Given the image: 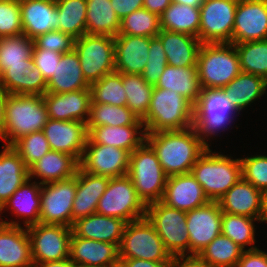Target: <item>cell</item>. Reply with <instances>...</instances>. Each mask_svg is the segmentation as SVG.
Masks as SVG:
<instances>
[{
    "label": "cell",
    "mask_w": 267,
    "mask_h": 267,
    "mask_svg": "<svg viewBox=\"0 0 267 267\" xmlns=\"http://www.w3.org/2000/svg\"><path fill=\"white\" fill-rule=\"evenodd\" d=\"M264 39H267V3L264 0H239L232 44Z\"/></svg>",
    "instance_id": "cell-17"
},
{
    "label": "cell",
    "mask_w": 267,
    "mask_h": 267,
    "mask_svg": "<svg viewBox=\"0 0 267 267\" xmlns=\"http://www.w3.org/2000/svg\"><path fill=\"white\" fill-rule=\"evenodd\" d=\"M43 132L51 150L67 153L80 162L88 139L86 123L49 118Z\"/></svg>",
    "instance_id": "cell-19"
},
{
    "label": "cell",
    "mask_w": 267,
    "mask_h": 267,
    "mask_svg": "<svg viewBox=\"0 0 267 267\" xmlns=\"http://www.w3.org/2000/svg\"><path fill=\"white\" fill-rule=\"evenodd\" d=\"M23 34L30 39L58 30L55 0H19Z\"/></svg>",
    "instance_id": "cell-24"
},
{
    "label": "cell",
    "mask_w": 267,
    "mask_h": 267,
    "mask_svg": "<svg viewBox=\"0 0 267 267\" xmlns=\"http://www.w3.org/2000/svg\"><path fill=\"white\" fill-rule=\"evenodd\" d=\"M87 130L88 139L86 143H97L113 146L127 150L130 153H132L136 148L140 147L146 141V130L144 125H104L87 127Z\"/></svg>",
    "instance_id": "cell-28"
},
{
    "label": "cell",
    "mask_w": 267,
    "mask_h": 267,
    "mask_svg": "<svg viewBox=\"0 0 267 267\" xmlns=\"http://www.w3.org/2000/svg\"><path fill=\"white\" fill-rule=\"evenodd\" d=\"M79 267H96V266H79Z\"/></svg>",
    "instance_id": "cell-63"
},
{
    "label": "cell",
    "mask_w": 267,
    "mask_h": 267,
    "mask_svg": "<svg viewBox=\"0 0 267 267\" xmlns=\"http://www.w3.org/2000/svg\"><path fill=\"white\" fill-rule=\"evenodd\" d=\"M34 267H78L70 258L61 261L45 262L34 265Z\"/></svg>",
    "instance_id": "cell-60"
},
{
    "label": "cell",
    "mask_w": 267,
    "mask_h": 267,
    "mask_svg": "<svg viewBox=\"0 0 267 267\" xmlns=\"http://www.w3.org/2000/svg\"><path fill=\"white\" fill-rule=\"evenodd\" d=\"M142 121L146 133L188 129L194 123V105L175 91L154 86L150 108Z\"/></svg>",
    "instance_id": "cell-2"
},
{
    "label": "cell",
    "mask_w": 267,
    "mask_h": 267,
    "mask_svg": "<svg viewBox=\"0 0 267 267\" xmlns=\"http://www.w3.org/2000/svg\"><path fill=\"white\" fill-rule=\"evenodd\" d=\"M1 87L9 94L44 95L47 81L33 65H17L1 74Z\"/></svg>",
    "instance_id": "cell-32"
},
{
    "label": "cell",
    "mask_w": 267,
    "mask_h": 267,
    "mask_svg": "<svg viewBox=\"0 0 267 267\" xmlns=\"http://www.w3.org/2000/svg\"><path fill=\"white\" fill-rule=\"evenodd\" d=\"M130 152L117 147L86 143L79 167L93 175L109 178L128 175Z\"/></svg>",
    "instance_id": "cell-15"
},
{
    "label": "cell",
    "mask_w": 267,
    "mask_h": 267,
    "mask_svg": "<svg viewBox=\"0 0 267 267\" xmlns=\"http://www.w3.org/2000/svg\"><path fill=\"white\" fill-rule=\"evenodd\" d=\"M27 179L0 208V214L3 210L11 208L17 218L24 220L25 228L40 223V194L42 184L31 182ZM5 208V209H4Z\"/></svg>",
    "instance_id": "cell-33"
},
{
    "label": "cell",
    "mask_w": 267,
    "mask_h": 267,
    "mask_svg": "<svg viewBox=\"0 0 267 267\" xmlns=\"http://www.w3.org/2000/svg\"><path fill=\"white\" fill-rule=\"evenodd\" d=\"M146 142L155 151L167 176L190 173L199 156L208 148L194 126L184 130L146 133Z\"/></svg>",
    "instance_id": "cell-1"
},
{
    "label": "cell",
    "mask_w": 267,
    "mask_h": 267,
    "mask_svg": "<svg viewBox=\"0 0 267 267\" xmlns=\"http://www.w3.org/2000/svg\"><path fill=\"white\" fill-rule=\"evenodd\" d=\"M221 211L260 219L262 222V191L241 178L219 200Z\"/></svg>",
    "instance_id": "cell-25"
},
{
    "label": "cell",
    "mask_w": 267,
    "mask_h": 267,
    "mask_svg": "<svg viewBox=\"0 0 267 267\" xmlns=\"http://www.w3.org/2000/svg\"><path fill=\"white\" fill-rule=\"evenodd\" d=\"M33 40L34 45L39 49L63 54L71 52L74 49L75 38L59 30H53L39 35Z\"/></svg>",
    "instance_id": "cell-52"
},
{
    "label": "cell",
    "mask_w": 267,
    "mask_h": 267,
    "mask_svg": "<svg viewBox=\"0 0 267 267\" xmlns=\"http://www.w3.org/2000/svg\"><path fill=\"white\" fill-rule=\"evenodd\" d=\"M9 93L6 92L1 86H0V139L1 141H4V124H5V104L8 99Z\"/></svg>",
    "instance_id": "cell-59"
},
{
    "label": "cell",
    "mask_w": 267,
    "mask_h": 267,
    "mask_svg": "<svg viewBox=\"0 0 267 267\" xmlns=\"http://www.w3.org/2000/svg\"><path fill=\"white\" fill-rule=\"evenodd\" d=\"M86 33L115 37L120 30L117 17L110 0H86Z\"/></svg>",
    "instance_id": "cell-37"
},
{
    "label": "cell",
    "mask_w": 267,
    "mask_h": 267,
    "mask_svg": "<svg viewBox=\"0 0 267 267\" xmlns=\"http://www.w3.org/2000/svg\"><path fill=\"white\" fill-rule=\"evenodd\" d=\"M222 90L239 114L266 93L267 81L260 76L240 72Z\"/></svg>",
    "instance_id": "cell-36"
},
{
    "label": "cell",
    "mask_w": 267,
    "mask_h": 267,
    "mask_svg": "<svg viewBox=\"0 0 267 267\" xmlns=\"http://www.w3.org/2000/svg\"><path fill=\"white\" fill-rule=\"evenodd\" d=\"M48 117L53 120L81 121L87 123L90 115L91 90L81 89L67 93L43 95Z\"/></svg>",
    "instance_id": "cell-20"
},
{
    "label": "cell",
    "mask_w": 267,
    "mask_h": 267,
    "mask_svg": "<svg viewBox=\"0 0 267 267\" xmlns=\"http://www.w3.org/2000/svg\"><path fill=\"white\" fill-rule=\"evenodd\" d=\"M242 178L253 184L258 190L267 189V156L255 155L240 158Z\"/></svg>",
    "instance_id": "cell-51"
},
{
    "label": "cell",
    "mask_w": 267,
    "mask_h": 267,
    "mask_svg": "<svg viewBox=\"0 0 267 267\" xmlns=\"http://www.w3.org/2000/svg\"><path fill=\"white\" fill-rule=\"evenodd\" d=\"M231 158L219 152H213L208 147L191 169V174L202 186L210 201H218L242 178L240 158Z\"/></svg>",
    "instance_id": "cell-3"
},
{
    "label": "cell",
    "mask_w": 267,
    "mask_h": 267,
    "mask_svg": "<svg viewBox=\"0 0 267 267\" xmlns=\"http://www.w3.org/2000/svg\"><path fill=\"white\" fill-rule=\"evenodd\" d=\"M126 224L123 219L94 213L74 221L71 229L74 236L108 242L119 247Z\"/></svg>",
    "instance_id": "cell-26"
},
{
    "label": "cell",
    "mask_w": 267,
    "mask_h": 267,
    "mask_svg": "<svg viewBox=\"0 0 267 267\" xmlns=\"http://www.w3.org/2000/svg\"><path fill=\"white\" fill-rule=\"evenodd\" d=\"M77 189L75 176L42 184L40 194V223L72 227V208Z\"/></svg>",
    "instance_id": "cell-12"
},
{
    "label": "cell",
    "mask_w": 267,
    "mask_h": 267,
    "mask_svg": "<svg viewBox=\"0 0 267 267\" xmlns=\"http://www.w3.org/2000/svg\"><path fill=\"white\" fill-rule=\"evenodd\" d=\"M205 0H171L176 4H184L192 7H200Z\"/></svg>",
    "instance_id": "cell-61"
},
{
    "label": "cell",
    "mask_w": 267,
    "mask_h": 267,
    "mask_svg": "<svg viewBox=\"0 0 267 267\" xmlns=\"http://www.w3.org/2000/svg\"><path fill=\"white\" fill-rule=\"evenodd\" d=\"M148 61L142 72V78L153 86L158 83L161 74L168 65L166 53L163 44L158 37L150 38Z\"/></svg>",
    "instance_id": "cell-49"
},
{
    "label": "cell",
    "mask_w": 267,
    "mask_h": 267,
    "mask_svg": "<svg viewBox=\"0 0 267 267\" xmlns=\"http://www.w3.org/2000/svg\"><path fill=\"white\" fill-rule=\"evenodd\" d=\"M61 58L60 53L39 49L34 45L32 59L33 66L41 71L46 81H48L55 72L56 65Z\"/></svg>",
    "instance_id": "cell-53"
},
{
    "label": "cell",
    "mask_w": 267,
    "mask_h": 267,
    "mask_svg": "<svg viewBox=\"0 0 267 267\" xmlns=\"http://www.w3.org/2000/svg\"><path fill=\"white\" fill-rule=\"evenodd\" d=\"M157 37L161 40L168 65L174 67L197 66L202 42L192 35L161 29Z\"/></svg>",
    "instance_id": "cell-29"
},
{
    "label": "cell",
    "mask_w": 267,
    "mask_h": 267,
    "mask_svg": "<svg viewBox=\"0 0 267 267\" xmlns=\"http://www.w3.org/2000/svg\"><path fill=\"white\" fill-rule=\"evenodd\" d=\"M87 127L144 125L127 106L91 103Z\"/></svg>",
    "instance_id": "cell-41"
},
{
    "label": "cell",
    "mask_w": 267,
    "mask_h": 267,
    "mask_svg": "<svg viewBox=\"0 0 267 267\" xmlns=\"http://www.w3.org/2000/svg\"><path fill=\"white\" fill-rule=\"evenodd\" d=\"M155 87L175 91L193 105L197 103L202 90L197 66L174 67L167 65Z\"/></svg>",
    "instance_id": "cell-35"
},
{
    "label": "cell",
    "mask_w": 267,
    "mask_h": 267,
    "mask_svg": "<svg viewBox=\"0 0 267 267\" xmlns=\"http://www.w3.org/2000/svg\"><path fill=\"white\" fill-rule=\"evenodd\" d=\"M164 204L181 211H191L210 202L202 186L190 173L167 177L163 198Z\"/></svg>",
    "instance_id": "cell-21"
},
{
    "label": "cell",
    "mask_w": 267,
    "mask_h": 267,
    "mask_svg": "<svg viewBox=\"0 0 267 267\" xmlns=\"http://www.w3.org/2000/svg\"><path fill=\"white\" fill-rule=\"evenodd\" d=\"M79 162L71 155L50 150L29 168V179L40 178V184H48L75 176Z\"/></svg>",
    "instance_id": "cell-31"
},
{
    "label": "cell",
    "mask_w": 267,
    "mask_h": 267,
    "mask_svg": "<svg viewBox=\"0 0 267 267\" xmlns=\"http://www.w3.org/2000/svg\"><path fill=\"white\" fill-rule=\"evenodd\" d=\"M119 259L171 262L172 256L154 226L145 217L128 222L119 245Z\"/></svg>",
    "instance_id": "cell-7"
},
{
    "label": "cell",
    "mask_w": 267,
    "mask_h": 267,
    "mask_svg": "<svg viewBox=\"0 0 267 267\" xmlns=\"http://www.w3.org/2000/svg\"><path fill=\"white\" fill-rule=\"evenodd\" d=\"M34 265L69 259L71 227L35 224L27 227Z\"/></svg>",
    "instance_id": "cell-13"
},
{
    "label": "cell",
    "mask_w": 267,
    "mask_h": 267,
    "mask_svg": "<svg viewBox=\"0 0 267 267\" xmlns=\"http://www.w3.org/2000/svg\"><path fill=\"white\" fill-rule=\"evenodd\" d=\"M237 112L222 89H202L194 105L193 123L200 140L209 147L207 140L227 129L225 125L228 127Z\"/></svg>",
    "instance_id": "cell-8"
},
{
    "label": "cell",
    "mask_w": 267,
    "mask_h": 267,
    "mask_svg": "<svg viewBox=\"0 0 267 267\" xmlns=\"http://www.w3.org/2000/svg\"><path fill=\"white\" fill-rule=\"evenodd\" d=\"M169 267H211L198 255L173 256Z\"/></svg>",
    "instance_id": "cell-56"
},
{
    "label": "cell",
    "mask_w": 267,
    "mask_h": 267,
    "mask_svg": "<svg viewBox=\"0 0 267 267\" xmlns=\"http://www.w3.org/2000/svg\"><path fill=\"white\" fill-rule=\"evenodd\" d=\"M69 258L79 266H120L116 244L71 235Z\"/></svg>",
    "instance_id": "cell-22"
},
{
    "label": "cell",
    "mask_w": 267,
    "mask_h": 267,
    "mask_svg": "<svg viewBox=\"0 0 267 267\" xmlns=\"http://www.w3.org/2000/svg\"><path fill=\"white\" fill-rule=\"evenodd\" d=\"M146 205L138 197L128 175L109 179L106 191L99 199L96 213L117 217L127 223L146 217Z\"/></svg>",
    "instance_id": "cell-10"
},
{
    "label": "cell",
    "mask_w": 267,
    "mask_h": 267,
    "mask_svg": "<svg viewBox=\"0 0 267 267\" xmlns=\"http://www.w3.org/2000/svg\"><path fill=\"white\" fill-rule=\"evenodd\" d=\"M146 218L154 226L170 255H189V237L186 212L164 204L153 202L146 207Z\"/></svg>",
    "instance_id": "cell-9"
},
{
    "label": "cell",
    "mask_w": 267,
    "mask_h": 267,
    "mask_svg": "<svg viewBox=\"0 0 267 267\" xmlns=\"http://www.w3.org/2000/svg\"><path fill=\"white\" fill-rule=\"evenodd\" d=\"M4 116L6 146H11L24 135L43 131L49 120L43 95L9 94Z\"/></svg>",
    "instance_id": "cell-4"
},
{
    "label": "cell",
    "mask_w": 267,
    "mask_h": 267,
    "mask_svg": "<svg viewBox=\"0 0 267 267\" xmlns=\"http://www.w3.org/2000/svg\"><path fill=\"white\" fill-rule=\"evenodd\" d=\"M109 177L89 174L80 167L77 169V189L72 208L74 221L96 213L99 199L106 191Z\"/></svg>",
    "instance_id": "cell-27"
},
{
    "label": "cell",
    "mask_w": 267,
    "mask_h": 267,
    "mask_svg": "<svg viewBox=\"0 0 267 267\" xmlns=\"http://www.w3.org/2000/svg\"><path fill=\"white\" fill-rule=\"evenodd\" d=\"M0 219V267H34L27 228Z\"/></svg>",
    "instance_id": "cell-18"
},
{
    "label": "cell",
    "mask_w": 267,
    "mask_h": 267,
    "mask_svg": "<svg viewBox=\"0 0 267 267\" xmlns=\"http://www.w3.org/2000/svg\"><path fill=\"white\" fill-rule=\"evenodd\" d=\"M150 37L118 34L114 37L115 71L141 75L148 61Z\"/></svg>",
    "instance_id": "cell-23"
},
{
    "label": "cell",
    "mask_w": 267,
    "mask_h": 267,
    "mask_svg": "<svg viewBox=\"0 0 267 267\" xmlns=\"http://www.w3.org/2000/svg\"><path fill=\"white\" fill-rule=\"evenodd\" d=\"M81 89H90V85L84 78L78 53L73 49L61 54L53 76L47 81L46 92L67 93Z\"/></svg>",
    "instance_id": "cell-30"
},
{
    "label": "cell",
    "mask_w": 267,
    "mask_h": 267,
    "mask_svg": "<svg viewBox=\"0 0 267 267\" xmlns=\"http://www.w3.org/2000/svg\"><path fill=\"white\" fill-rule=\"evenodd\" d=\"M23 34L19 0L0 1V37Z\"/></svg>",
    "instance_id": "cell-50"
},
{
    "label": "cell",
    "mask_w": 267,
    "mask_h": 267,
    "mask_svg": "<svg viewBox=\"0 0 267 267\" xmlns=\"http://www.w3.org/2000/svg\"><path fill=\"white\" fill-rule=\"evenodd\" d=\"M241 72L239 56L232 43H202L197 73L202 89H222Z\"/></svg>",
    "instance_id": "cell-5"
},
{
    "label": "cell",
    "mask_w": 267,
    "mask_h": 267,
    "mask_svg": "<svg viewBox=\"0 0 267 267\" xmlns=\"http://www.w3.org/2000/svg\"><path fill=\"white\" fill-rule=\"evenodd\" d=\"M58 30L79 38L86 33V0H55Z\"/></svg>",
    "instance_id": "cell-40"
},
{
    "label": "cell",
    "mask_w": 267,
    "mask_h": 267,
    "mask_svg": "<svg viewBox=\"0 0 267 267\" xmlns=\"http://www.w3.org/2000/svg\"><path fill=\"white\" fill-rule=\"evenodd\" d=\"M222 211L218 201L186 212L189 255H198L221 234Z\"/></svg>",
    "instance_id": "cell-16"
},
{
    "label": "cell",
    "mask_w": 267,
    "mask_h": 267,
    "mask_svg": "<svg viewBox=\"0 0 267 267\" xmlns=\"http://www.w3.org/2000/svg\"><path fill=\"white\" fill-rule=\"evenodd\" d=\"M200 8L184 4H171L160 16L163 30L192 35L199 39Z\"/></svg>",
    "instance_id": "cell-38"
},
{
    "label": "cell",
    "mask_w": 267,
    "mask_h": 267,
    "mask_svg": "<svg viewBox=\"0 0 267 267\" xmlns=\"http://www.w3.org/2000/svg\"><path fill=\"white\" fill-rule=\"evenodd\" d=\"M11 146L19 154L28 169L51 150L43 131L24 135Z\"/></svg>",
    "instance_id": "cell-48"
},
{
    "label": "cell",
    "mask_w": 267,
    "mask_h": 267,
    "mask_svg": "<svg viewBox=\"0 0 267 267\" xmlns=\"http://www.w3.org/2000/svg\"><path fill=\"white\" fill-rule=\"evenodd\" d=\"M128 176L146 206L162 200L168 176L146 141L130 153Z\"/></svg>",
    "instance_id": "cell-6"
},
{
    "label": "cell",
    "mask_w": 267,
    "mask_h": 267,
    "mask_svg": "<svg viewBox=\"0 0 267 267\" xmlns=\"http://www.w3.org/2000/svg\"><path fill=\"white\" fill-rule=\"evenodd\" d=\"M112 8L121 20L128 14L143 8V0H110Z\"/></svg>",
    "instance_id": "cell-55"
},
{
    "label": "cell",
    "mask_w": 267,
    "mask_h": 267,
    "mask_svg": "<svg viewBox=\"0 0 267 267\" xmlns=\"http://www.w3.org/2000/svg\"><path fill=\"white\" fill-rule=\"evenodd\" d=\"M254 219L251 217L240 216L237 214L222 213L221 234L229 237L243 250L257 249L255 246V225ZM250 245L249 249H246ZM246 246V247H245ZM245 248V249H244Z\"/></svg>",
    "instance_id": "cell-44"
},
{
    "label": "cell",
    "mask_w": 267,
    "mask_h": 267,
    "mask_svg": "<svg viewBox=\"0 0 267 267\" xmlns=\"http://www.w3.org/2000/svg\"><path fill=\"white\" fill-rule=\"evenodd\" d=\"M0 152V208L29 179V169L19 154L3 144Z\"/></svg>",
    "instance_id": "cell-34"
},
{
    "label": "cell",
    "mask_w": 267,
    "mask_h": 267,
    "mask_svg": "<svg viewBox=\"0 0 267 267\" xmlns=\"http://www.w3.org/2000/svg\"><path fill=\"white\" fill-rule=\"evenodd\" d=\"M235 267H267V253L259 248L244 250Z\"/></svg>",
    "instance_id": "cell-54"
},
{
    "label": "cell",
    "mask_w": 267,
    "mask_h": 267,
    "mask_svg": "<svg viewBox=\"0 0 267 267\" xmlns=\"http://www.w3.org/2000/svg\"><path fill=\"white\" fill-rule=\"evenodd\" d=\"M91 103L126 106L127 97L122 84V73L117 71L103 76L90 85Z\"/></svg>",
    "instance_id": "cell-46"
},
{
    "label": "cell",
    "mask_w": 267,
    "mask_h": 267,
    "mask_svg": "<svg viewBox=\"0 0 267 267\" xmlns=\"http://www.w3.org/2000/svg\"><path fill=\"white\" fill-rule=\"evenodd\" d=\"M120 267H169L171 262H153L142 259H119Z\"/></svg>",
    "instance_id": "cell-57"
},
{
    "label": "cell",
    "mask_w": 267,
    "mask_h": 267,
    "mask_svg": "<svg viewBox=\"0 0 267 267\" xmlns=\"http://www.w3.org/2000/svg\"><path fill=\"white\" fill-rule=\"evenodd\" d=\"M234 45L241 72L260 76L267 81V39Z\"/></svg>",
    "instance_id": "cell-45"
},
{
    "label": "cell",
    "mask_w": 267,
    "mask_h": 267,
    "mask_svg": "<svg viewBox=\"0 0 267 267\" xmlns=\"http://www.w3.org/2000/svg\"><path fill=\"white\" fill-rule=\"evenodd\" d=\"M243 251L229 237L220 234L198 256L211 267H235Z\"/></svg>",
    "instance_id": "cell-42"
},
{
    "label": "cell",
    "mask_w": 267,
    "mask_h": 267,
    "mask_svg": "<svg viewBox=\"0 0 267 267\" xmlns=\"http://www.w3.org/2000/svg\"><path fill=\"white\" fill-rule=\"evenodd\" d=\"M171 4V0H143V8L158 16Z\"/></svg>",
    "instance_id": "cell-58"
},
{
    "label": "cell",
    "mask_w": 267,
    "mask_h": 267,
    "mask_svg": "<svg viewBox=\"0 0 267 267\" xmlns=\"http://www.w3.org/2000/svg\"><path fill=\"white\" fill-rule=\"evenodd\" d=\"M239 0H205L200 8L199 40L202 43H232Z\"/></svg>",
    "instance_id": "cell-14"
},
{
    "label": "cell",
    "mask_w": 267,
    "mask_h": 267,
    "mask_svg": "<svg viewBox=\"0 0 267 267\" xmlns=\"http://www.w3.org/2000/svg\"><path fill=\"white\" fill-rule=\"evenodd\" d=\"M34 40L25 34L0 37V73L8 67L33 65Z\"/></svg>",
    "instance_id": "cell-39"
},
{
    "label": "cell",
    "mask_w": 267,
    "mask_h": 267,
    "mask_svg": "<svg viewBox=\"0 0 267 267\" xmlns=\"http://www.w3.org/2000/svg\"><path fill=\"white\" fill-rule=\"evenodd\" d=\"M262 222H267V189L262 191Z\"/></svg>",
    "instance_id": "cell-62"
},
{
    "label": "cell",
    "mask_w": 267,
    "mask_h": 267,
    "mask_svg": "<svg viewBox=\"0 0 267 267\" xmlns=\"http://www.w3.org/2000/svg\"><path fill=\"white\" fill-rule=\"evenodd\" d=\"M74 50L89 85L115 71L114 37L85 33L75 39Z\"/></svg>",
    "instance_id": "cell-11"
},
{
    "label": "cell",
    "mask_w": 267,
    "mask_h": 267,
    "mask_svg": "<svg viewBox=\"0 0 267 267\" xmlns=\"http://www.w3.org/2000/svg\"><path fill=\"white\" fill-rule=\"evenodd\" d=\"M160 31V16L141 8L120 20L118 34L151 38L157 37Z\"/></svg>",
    "instance_id": "cell-47"
},
{
    "label": "cell",
    "mask_w": 267,
    "mask_h": 267,
    "mask_svg": "<svg viewBox=\"0 0 267 267\" xmlns=\"http://www.w3.org/2000/svg\"><path fill=\"white\" fill-rule=\"evenodd\" d=\"M122 84L127 97L126 106L140 120H143L150 108L154 86L148 84L142 75L138 74H122Z\"/></svg>",
    "instance_id": "cell-43"
}]
</instances>
